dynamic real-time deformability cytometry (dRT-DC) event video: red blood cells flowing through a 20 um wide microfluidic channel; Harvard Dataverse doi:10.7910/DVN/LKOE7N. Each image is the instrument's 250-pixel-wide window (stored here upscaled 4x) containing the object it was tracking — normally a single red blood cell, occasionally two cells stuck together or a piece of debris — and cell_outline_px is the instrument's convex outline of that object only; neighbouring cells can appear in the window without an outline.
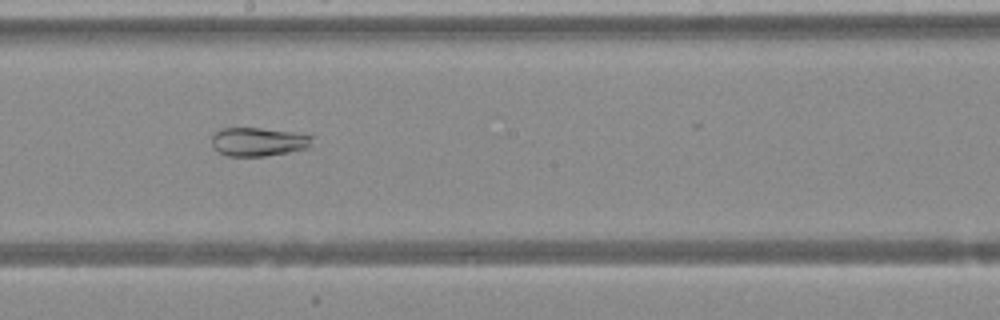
{"species": "Egyptian fruit bat (a non-hibernating species)", "species_latin": "Rousettus aegyptiacus", "temperature_condition": "warm", "stored_images_in_passage": 37, "camera_frame_rate_fps": 3000, "um_per_image_px": 0.085, "animal": {"sex": "female"}, "frame": {"image": 1, "passage_image": 16, "time_ms": 5.0, "image_size_px": [1000, 320], "cell_outline_px": [[312, 136], [308, 148], [288, 152], [264, 156], [228, 156], [216, 152], [212, 148], [212, 132], [220, 128], [260, 128], [296, 132]], "centroid_in_image_um": [21.88, 12.05], "position_along_channel_um": 226.3, "area_um2": 16.94}}
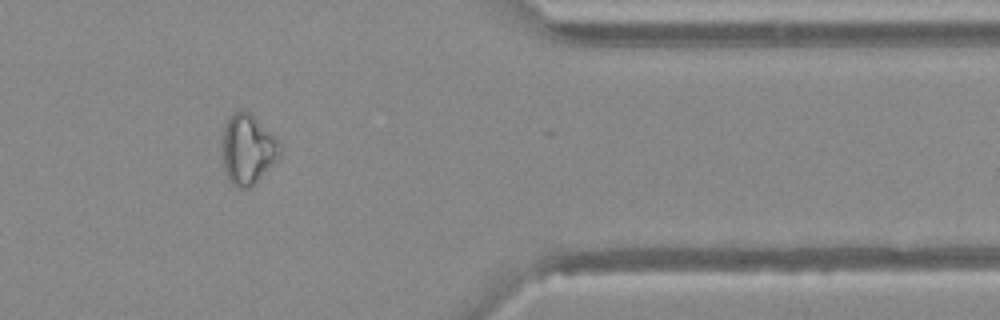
{"frame": {"image": 2, "passage_image": 29, "time_ms": 9.333, "image_size_px": [1000, 320], "cell_outline_px": [[280, 152], [272, 164], [256, 184], [248, 188], [236, 188], [228, 180], [224, 172], [220, 140], [224, 124], [228, 116], [232, 112], [240, 108], [252, 112], [280, 140]], "centroid_in_image_um": [21.01, 12.63], "position_along_channel_um": 390.4, "area_um2": 24.57}}
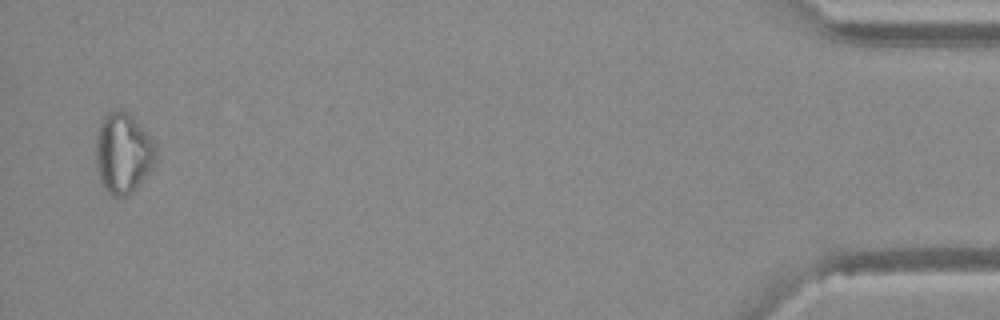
{"frame": {"image": 3, "passage_image": 36, "time_ms": 11.667, "image_size_px": [1000, 320], "cell_outline_px": [[156, 160], [152, 168], [136, 188], [128, 196], [108, 196], [100, 180], [96, 168], [96, 136], [100, 120], [108, 112], [128, 112], [132, 116], [156, 144]], "centroid_in_image_um": [10.45, 13.05], "position_along_channel_um": 424.8, "area_um2": 28.21}}